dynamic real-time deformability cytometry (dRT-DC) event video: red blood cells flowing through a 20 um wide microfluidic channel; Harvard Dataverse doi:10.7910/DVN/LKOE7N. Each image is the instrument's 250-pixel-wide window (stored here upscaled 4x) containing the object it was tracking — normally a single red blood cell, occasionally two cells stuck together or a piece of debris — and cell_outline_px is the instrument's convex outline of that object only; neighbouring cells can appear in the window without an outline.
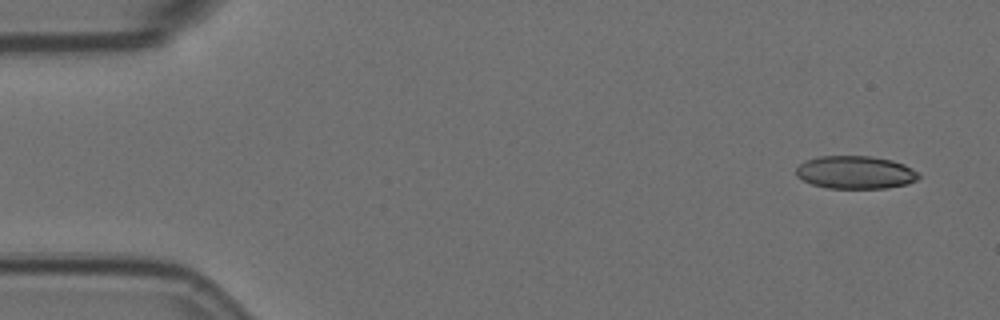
{"species": "Egyptian fruit bat (a non-hibernating species)", "species_latin": "Rousettus aegyptiacus", "temperature_condition": "room temperature", "stored_images_in_passage": 6, "camera_frame_rate_fps": 3000, "um_per_image_px": 0.085, "animal": {"sex": "female"}, "frame": {"image": 1, "passage_image": 1, "time_ms": 0.0, "image_size_px": [1000, 320], "cell_outline_px": [[920, 176], [916, 180], [908, 184], [884, 188], [828, 188], [812, 184], [796, 176], [796, 168], [800, 164], [816, 156], [872, 156], [892, 160], [904, 164], [912, 168]], "centroid_in_image_um": [72.71, 14.65], "position_along_channel_um": 12.3, "area_um2": 23.47}}
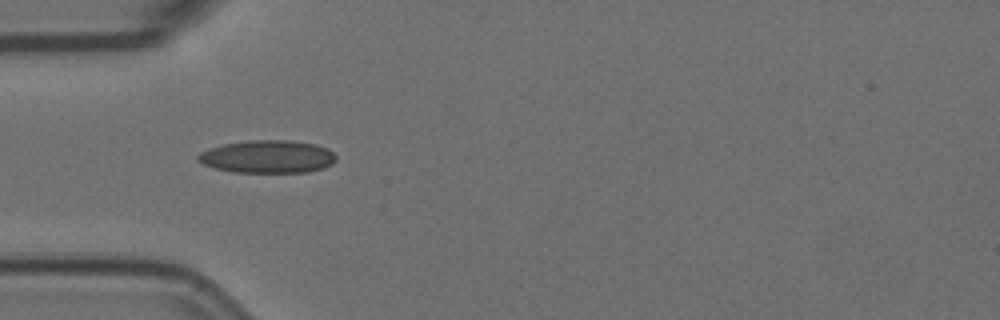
{"frame": {"image": 2, "passage_image": 5, "time_ms": 1.333, "image_size_px": [1000, 320], "cell_outline_px": [[336, 160], [332, 164], [324, 168], [308, 172], [232, 172], [216, 168], [204, 164], [196, 160], [196, 156], [200, 152], [208, 148], [224, 144], [248, 140], [292, 140], [316, 144], [328, 148], [336, 156]], "centroid_in_image_um": [22.75, 13.31], "position_along_channel_um": 62.2, "area_um2": 26.59}}
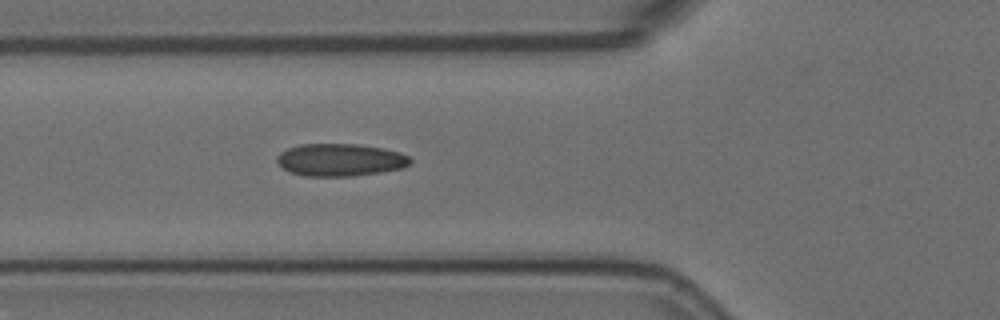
{"frame": {"image": 3, "passage_image": 6, "time_ms": 1.667, "image_size_px": [1000, 320], "cell_outline_px": [[412, 164], [400, 168], [380, 172], [352, 176], [304, 176], [288, 172], [276, 160], [276, 156], [280, 152], [288, 148], [300, 144], [356, 144], [384, 148], [400, 152], [408, 156], [412, 160]], "centroid_in_image_um": [28.91, 13.59], "position_along_channel_um": 96.9, "area_um2": 25.32}}